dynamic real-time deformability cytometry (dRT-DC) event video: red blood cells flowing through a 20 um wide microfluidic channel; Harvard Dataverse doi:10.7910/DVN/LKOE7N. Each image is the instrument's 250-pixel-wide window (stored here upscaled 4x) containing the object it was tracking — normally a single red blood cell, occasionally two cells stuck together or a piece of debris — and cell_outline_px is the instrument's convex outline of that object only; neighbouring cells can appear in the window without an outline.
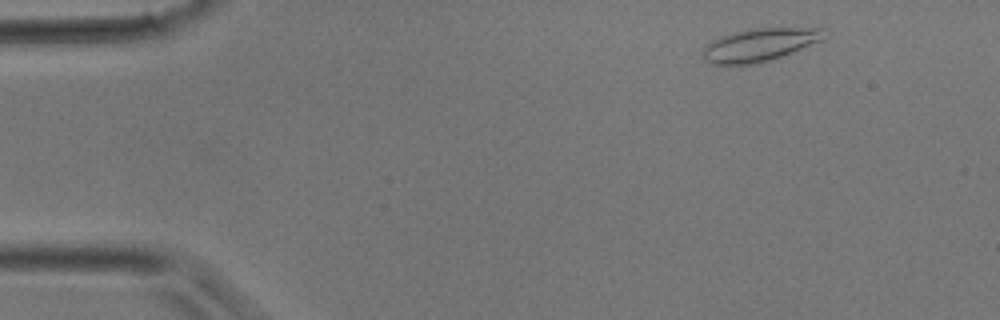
{"species": "common noctule bat (a hibernating species)", "species_latin": "Nyctalus noctula", "temperature_condition": "room temperature", "stored_images_in_passage": 38, "camera_frame_rate_fps": 3000, "um_per_image_px": 0.085, "animal": {"sex": "male", "body_mass_g": 17.9}, "frame": {"image": 1, "passage_image": 3, "time_ms": 0.667, "image_size_px": [1000, 320], "cell_outline_px": [[824, 40], [772, 60], [756, 64], [708, 64], [704, 60], [700, 52], [704, 44], [720, 36], [752, 28], [820, 28]], "centroid_in_image_um": [64.47, 3.83], "position_along_channel_um": 20.5, "area_um2": 23.41}}
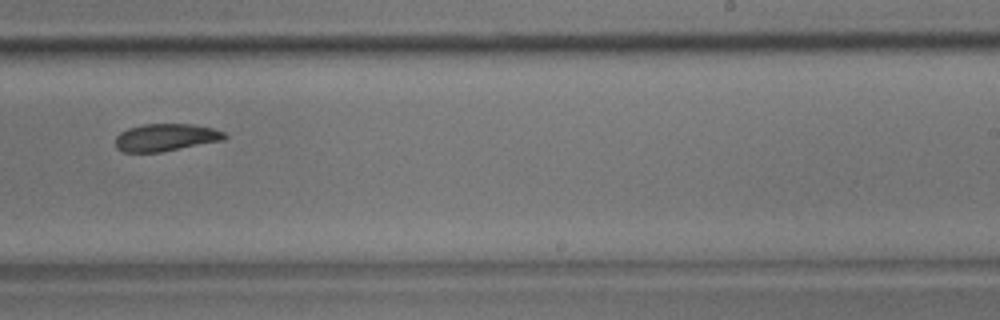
{"frame": {"image": 2, "passage_image": 23, "time_ms": 7.333, "image_size_px": [1000, 320], "cell_outline_px": [[228, 136], [224, 140], [160, 152], [124, 152], [116, 148], [116, 136], [120, 132], [128, 128], [144, 124], [192, 124], [212, 128], [224, 132]], "centroid_in_image_um": [14.09, 11.68], "position_along_channel_um": 274.9, "area_um2": 17.4}}
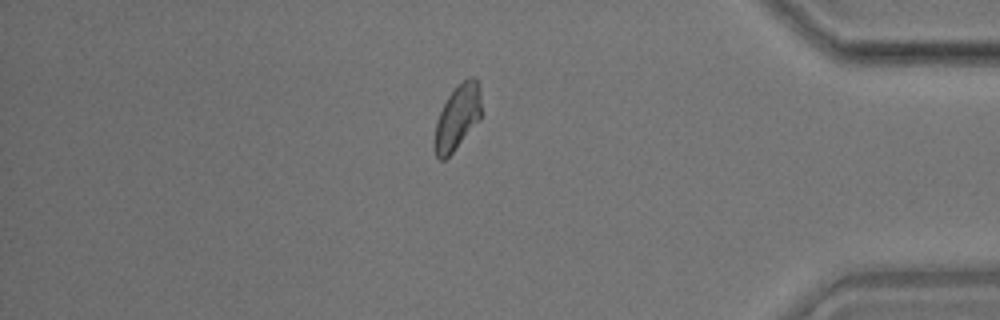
{"frame": {"image": 3, "passage_image": 32, "time_ms": 10.333, "image_size_px": [1000, 320], "cell_outline_px": [[480, 120], [452, 152], [444, 160], [440, 160], [436, 156], [432, 144], [432, 140], [436, 120], [448, 96], [456, 84], [468, 76], [476, 76], [480, 92]], "centroid_in_image_um": [38.84, 9.95], "position_along_channel_um": 396.4, "area_um2": 17.98}}